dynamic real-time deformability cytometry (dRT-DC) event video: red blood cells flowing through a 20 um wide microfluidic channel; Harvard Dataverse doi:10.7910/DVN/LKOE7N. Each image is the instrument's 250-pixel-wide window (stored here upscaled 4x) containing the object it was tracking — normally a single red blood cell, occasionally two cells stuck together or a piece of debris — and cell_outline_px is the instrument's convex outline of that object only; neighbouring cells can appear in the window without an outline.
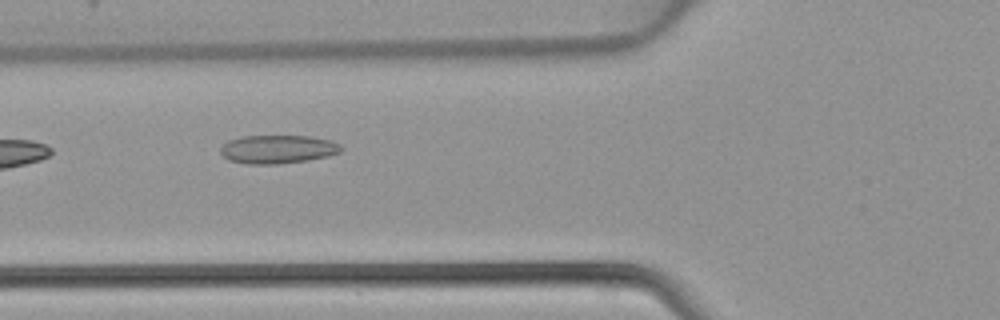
{"species": "common noctule bat (a hibernating species)", "species_latin": "Nyctalus noctula", "temperature_condition": "warm", "stored_images_in_passage": 4, "camera_frame_rate_fps": 3000, "um_per_image_px": 0.085, "animal": {"sex": "female", "body_mass_g": 22.7, "forearm_length_mm": 54.2}, "frame": {"image": 1, "passage_image": 4, "time_ms": 1.0, "image_size_px": [1000, 320], "cell_outline_px": [[344, 148], [340, 152], [328, 156], [308, 160], [276, 164], [248, 164], [228, 160], [220, 152], [220, 148], [228, 140], [244, 136], [308, 136], [332, 140], [340, 144]], "centroid_in_image_um": [23.63, 12.68], "position_along_channel_um": 102.2, "area_um2": 20.06}}